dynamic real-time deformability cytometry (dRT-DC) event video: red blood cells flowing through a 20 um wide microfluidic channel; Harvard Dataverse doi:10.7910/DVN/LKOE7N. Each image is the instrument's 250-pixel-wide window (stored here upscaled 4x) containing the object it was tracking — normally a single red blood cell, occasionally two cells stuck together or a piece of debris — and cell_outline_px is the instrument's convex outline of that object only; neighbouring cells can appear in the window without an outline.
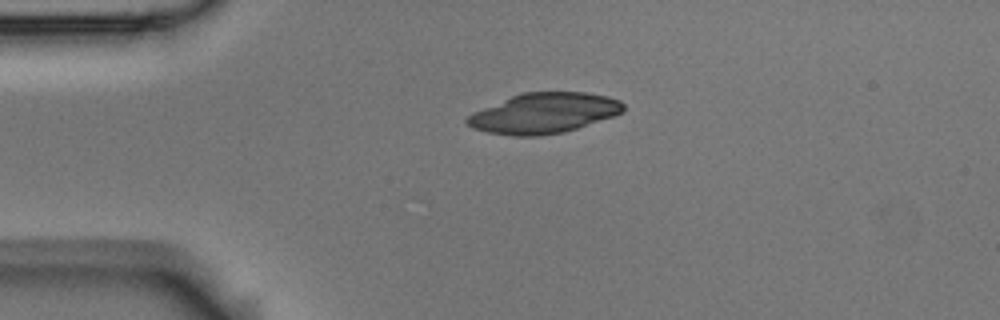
{"species": "Egyptian fruit bat (a non-hibernating species)", "species_latin": "Rousettus aegyptiacus", "temperature_condition": "room temperature", "stored_images_in_passage": 1, "camera_frame_rate_fps": 3000, "um_per_image_px": 0.085, "animal": {"sex": "male"}, "frame": {"image": 1, "passage_image": 1, "time_ms": 0.0, "image_size_px": [1000, 320], "cell_outline_px": [[624, 112], [564, 132], [540, 136], [512, 136], [488, 132], [472, 128], [464, 120], [472, 112], [512, 96], [524, 92], [584, 92], [608, 96], [620, 100], [624, 104]], "centroid_in_image_um": [46.22, 9.62], "position_along_channel_um": 38.8, "area_um2": 36.53}}